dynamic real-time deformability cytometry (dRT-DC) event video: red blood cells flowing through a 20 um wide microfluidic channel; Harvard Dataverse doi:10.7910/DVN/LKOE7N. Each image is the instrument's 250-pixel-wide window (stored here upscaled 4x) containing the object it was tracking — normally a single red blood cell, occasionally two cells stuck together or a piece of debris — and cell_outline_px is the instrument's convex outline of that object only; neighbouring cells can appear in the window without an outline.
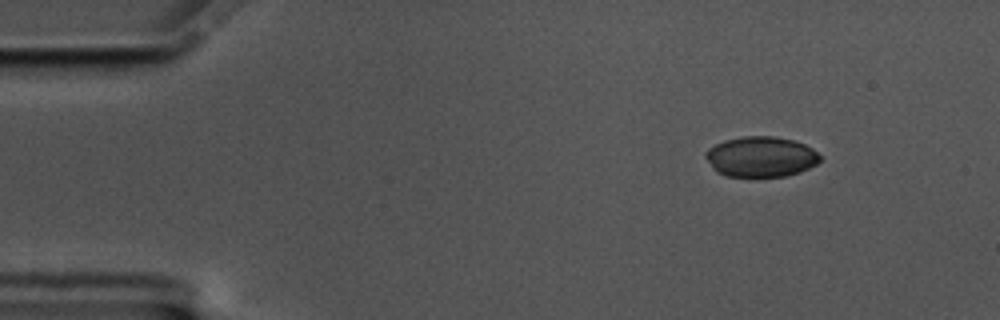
{"species": "common noctule bat (a hibernating species)", "species_latin": "Nyctalus noctula", "temperature_condition": "cold", "stored_images_in_passage": 12, "camera_frame_rate_fps": 3000, "um_per_image_px": 0.085, "animal": {"sex": "male", "body_mass_g": 17.5, "forearm_length_mm": 52.3}, "frame": {"image": 1, "passage_image": 1, "time_ms": 0.0, "image_size_px": [1000, 320], "cell_outline_px": [[820, 160], [816, 164], [800, 172], [784, 176], [728, 176], [716, 172], [712, 168], [704, 156], [704, 152], [708, 148], [724, 140], [740, 136], [776, 136], [792, 140], [804, 144], [812, 148], [820, 156]], "centroid_in_image_um": [64.64, 13.31], "position_along_channel_um": 20.4, "area_um2": 26.99}}
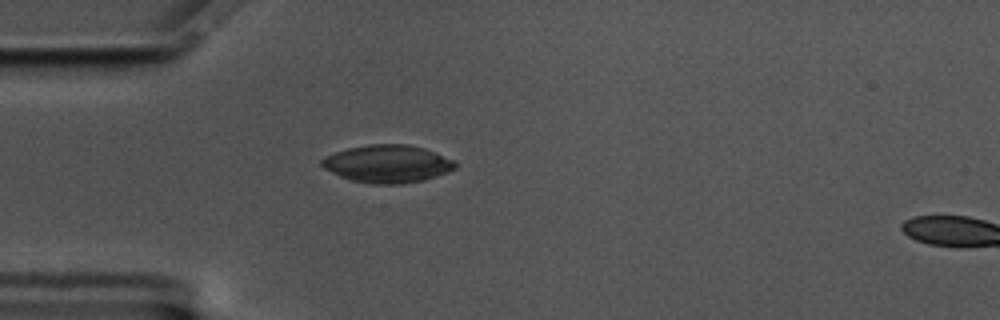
{"frame": {"image": 2, "passage_image": 10, "time_ms": 3.0, "image_size_px": [1000, 320], "cell_outline_px": [[456, 168], [448, 172], [424, 180], [400, 184], [372, 184], [348, 180], [324, 168], [320, 164], [320, 160], [324, 156], [348, 148], [368, 144], [408, 144], [424, 148], [456, 160]], "centroid_in_image_um": [32.94, 13.92], "position_along_channel_um": 52.1, "area_um2": 29.54}}